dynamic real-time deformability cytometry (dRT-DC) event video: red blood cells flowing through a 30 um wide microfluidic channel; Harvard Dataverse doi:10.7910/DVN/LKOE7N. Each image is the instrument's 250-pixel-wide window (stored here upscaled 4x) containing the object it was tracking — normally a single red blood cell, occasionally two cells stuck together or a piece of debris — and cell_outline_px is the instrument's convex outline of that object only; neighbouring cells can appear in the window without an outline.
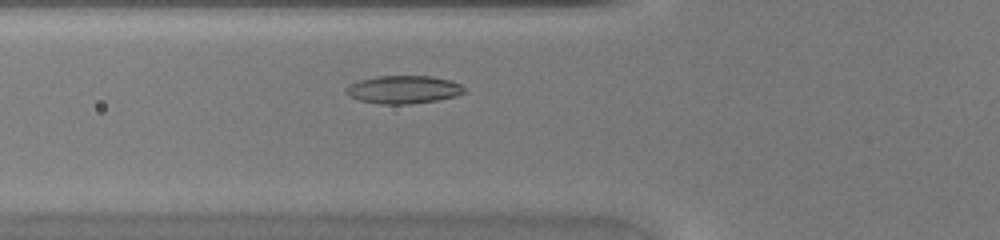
{"species": "common noctule bat (a hibernating species)", "species_latin": "Nyctalus noctula", "temperature_condition": "warm", "stored_images_in_passage": 37, "camera_frame_rate_fps": 3000, "um_per_image_px": 0.085, "animal": {"sex": "female", "body_mass_g": 20.0, "forearm_length_mm": 54.0}, "frame": {"image": 1, "passage_image": 8, "time_ms": 2.333, "image_size_px": [1000, 240], "cell_outline_px": [[468, 92], [456, 96], [436, 100], [408, 104], [380, 104], [360, 100], [348, 96], [344, 92], [344, 88], [348, 84], [356, 80], [376, 76], [432, 76], [452, 80], [460, 84]], "centroid_in_image_um": [34.26, 7.6], "position_along_channel_um": 91.5, "area_um2": 19.59}}
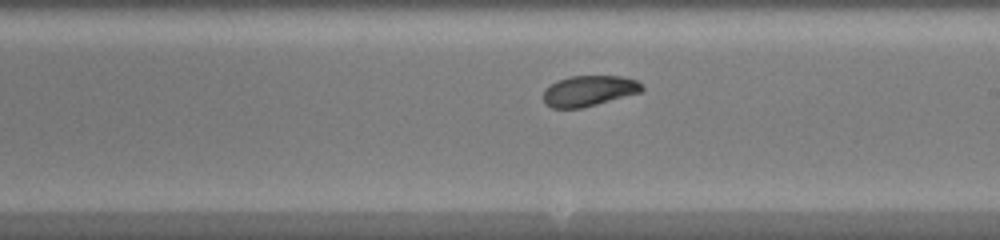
{"frame": {"image": 2, "passage_image": 18, "time_ms": 5.667, "image_size_px": [1000, 240], "cell_outline_px": [[644, 88], [640, 92], [596, 104], [580, 108], [552, 108], [544, 104], [544, 88], [556, 80], [568, 76], [624, 76], [636, 80]], "centroid_in_image_um": [50.01, 7.71], "position_along_channel_um": 239.0, "area_um2": 17.57}}
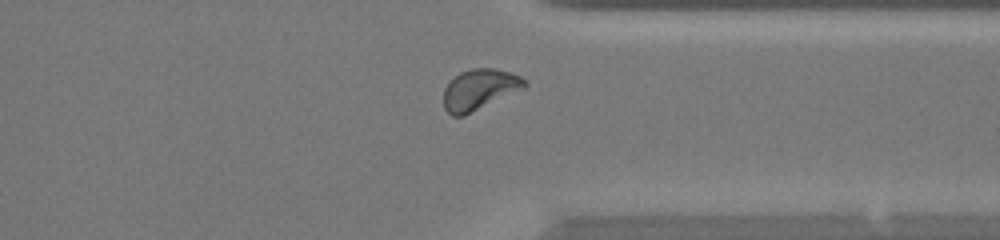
{"frame": {"image": 3, "passage_image": 27, "time_ms": 8.667, "image_size_px": [1000, 240], "cell_outline_px": [[528, 84], [524, 88], [464, 116], [452, 116], [444, 108], [444, 88], [460, 72], [472, 68], [492, 68], [512, 72], [520, 76]], "centroid_in_image_um": [40.76, 7.61], "position_along_channel_um": 370.6, "area_um2": 19.07}}